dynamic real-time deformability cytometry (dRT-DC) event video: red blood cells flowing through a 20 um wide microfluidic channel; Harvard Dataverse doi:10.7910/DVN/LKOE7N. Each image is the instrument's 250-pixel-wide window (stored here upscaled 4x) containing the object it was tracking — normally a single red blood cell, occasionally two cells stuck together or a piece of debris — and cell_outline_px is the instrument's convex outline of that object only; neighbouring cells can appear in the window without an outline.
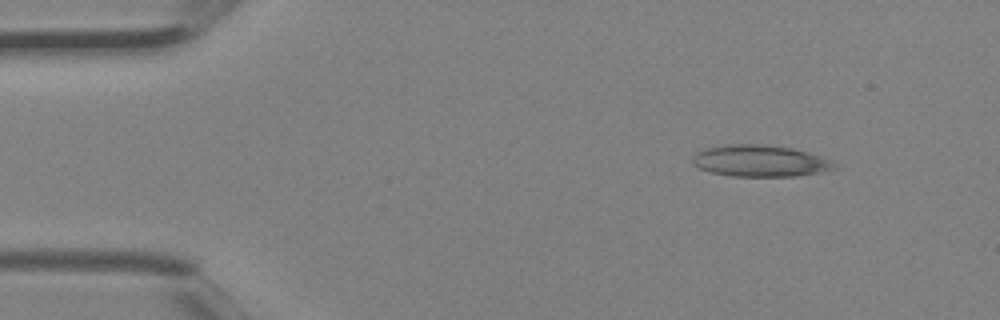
{"species": "Egyptian fruit bat (a non-hibernating species)", "species_latin": "Rousettus aegyptiacus", "temperature_condition": "room temperature", "stored_images_in_passage": 3, "camera_frame_rate_fps": 3000, "um_per_image_px": 0.085, "animal": {"sex": "female"}, "frame": {"image": 1, "passage_image": 1, "time_ms": 0.0, "image_size_px": [1000, 320], "cell_outline_px": [[840, 168], [820, 172], [796, 176], [732, 176], [712, 172], [700, 168], [692, 164], [692, 156], [696, 152], [708, 148], [724, 144], [764, 144], [792, 148], [808, 152], [832, 160]], "centroid_in_image_um": [64.63, 13.67], "position_along_channel_um": 20.4, "area_um2": 26.24}}
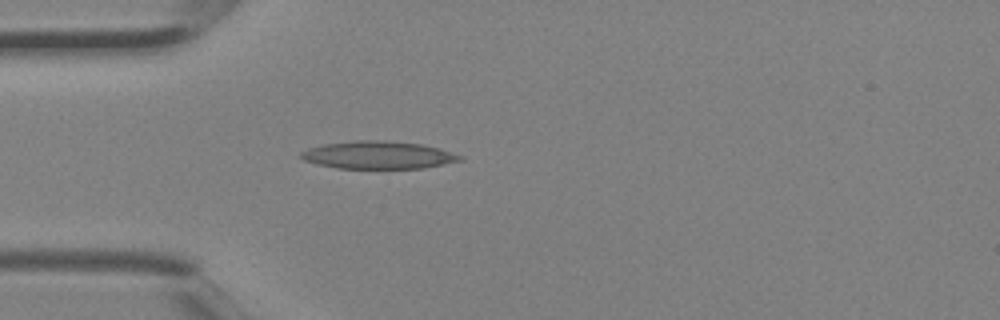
{"frame": {"image": 2, "passage_image": 3, "time_ms": 0.667, "image_size_px": [1000, 320], "cell_outline_px": [[464, 160], [424, 168], [336, 168], [316, 164], [304, 160], [300, 156], [300, 152], [308, 148], [324, 144], [352, 140], [384, 140], [420, 144], [440, 148], [464, 156]], "centroid_in_image_um": [32.16, 13.17], "position_along_channel_um": 52.8, "area_um2": 25.78}}